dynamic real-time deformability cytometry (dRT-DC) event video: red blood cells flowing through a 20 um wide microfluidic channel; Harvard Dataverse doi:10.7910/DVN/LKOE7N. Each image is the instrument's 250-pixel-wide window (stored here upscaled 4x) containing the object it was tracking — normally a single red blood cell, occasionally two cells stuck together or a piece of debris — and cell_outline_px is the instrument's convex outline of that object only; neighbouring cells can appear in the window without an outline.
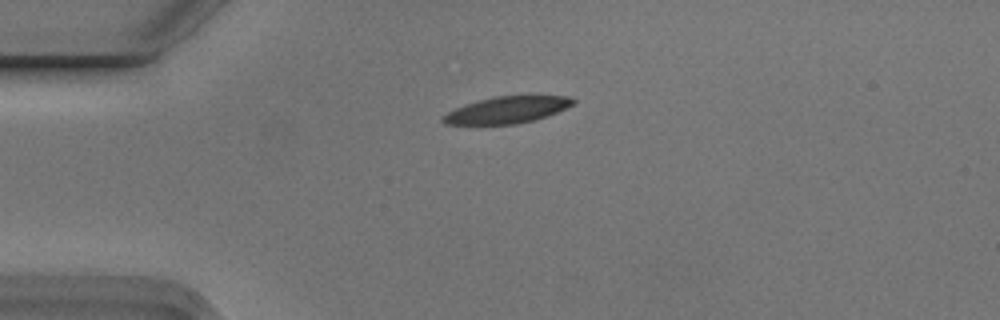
{"species": "Egyptian fruit bat (a non-hibernating species)", "species_latin": "Rousettus aegyptiacus", "temperature_condition": "cold", "stored_images_in_passage": 2, "camera_frame_rate_fps": 3000, "um_per_image_px": 0.085, "animal": {"sex": "male"}, "frame": {"image": 1, "passage_image": 1, "time_ms": 0.0, "image_size_px": [1000, 320], "cell_outline_px": [[576, 100], [572, 104], [556, 112], [532, 120], [516, 124], [444, 124], [440, 120], [448, 112], [464, 104], [496, 96], [564, 96]], "centroid_in_image_um": [43.04, 9.34], "position_along_channel_um": 42.0, "area_um2": 19.71}}